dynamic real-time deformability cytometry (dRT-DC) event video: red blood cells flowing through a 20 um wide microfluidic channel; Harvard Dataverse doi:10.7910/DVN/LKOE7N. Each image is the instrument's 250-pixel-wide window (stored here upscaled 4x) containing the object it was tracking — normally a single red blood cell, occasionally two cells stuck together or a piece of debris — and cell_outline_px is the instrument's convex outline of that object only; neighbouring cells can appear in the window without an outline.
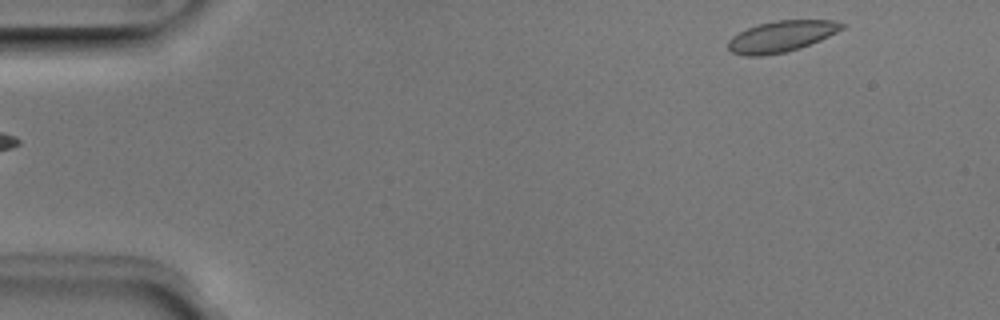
{"species": "Egyptian fruit bat (a non-hibernating species)", "species_latin": "Rousettus aegyptiacus", "temperature_condition": "room temperature", "stored_images_in_passage": 47, "camera_frame_rate_fps": 3000, "um_per_image_px": 0.085, "animal": {"sex": "male"}, "frame": {"image": 1, "passage_image": 1, "time_ms": 0.0, "image_size_px": [1000, 320], "cell_outline_px": [[844, 28], [820, 40], [800, 48], [784, 52], [760, 56], [744, 56], [732, 52], [728, 48], [728, 40], [732, 36], [748, 28], [760, 24], [776, 20], [832, 20], [844, 24]], "centroid_in_image_um": [66.4, 3.1], "position_along_channel_um": 18.6, "area_um2": 20.4}}
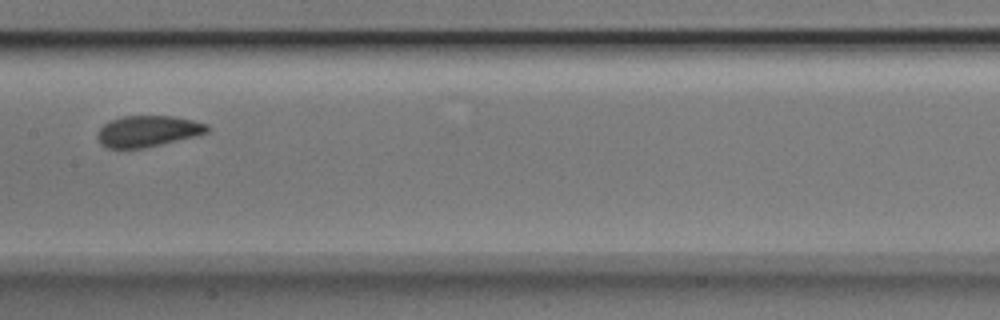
{"frame": {"image": 2, "passage_image": 22, "time_ms": 7.0, "image_size_px": [1000, 320], "cell_outline_px": [[208, 132], [200, 136], [144, 148], [108, 148], [100, 144], [96, 136], [96, 132], [104, 124], [112, 120], [124, 116], [172, 116], [192, 120], [208, 124]], "centroid_in_image_um": [12.58, 11.16], "position_along_channel_um": 194.8, "area_um2": 20.11}}
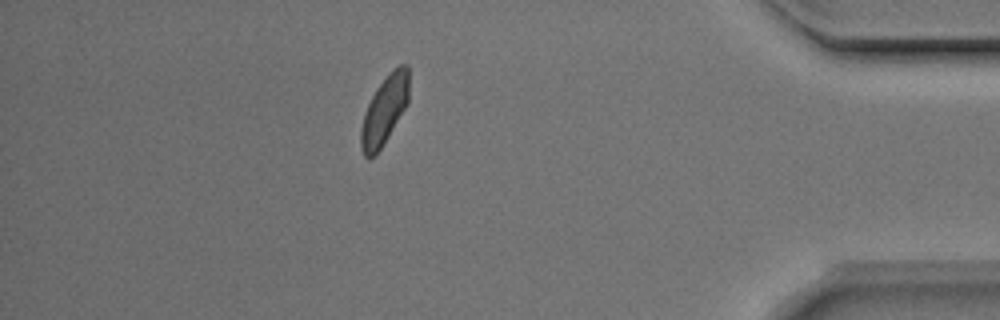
{"frame": {"image": 3, "passage_image": 41, "time_ms": 13.333, "image_size_px": [1000, 320], "cell_outline_px": [[408, 104], [376, 156], [368, 160], [364, 156], [360, 148], [360, 128], [368, 104], [376, 88], [388, 72], [392, 68], [400, 64], [408, 64]], "centroid_in_image_um": [32.66, 9.39], "position_along_channel_um": 402.5, "area_um2": 19.42}, "authors_computed_cell_mechanics": {"area_um2": 19.8832, "velocity_mm_per_s": 3.9299, "shape_relaxation_time_tau1_ms": 3.7219, "shape_relaxation_time_tau2_ms": null, "deformation_change_tau1": 0.1009, "deformation_change_tau2": null}}